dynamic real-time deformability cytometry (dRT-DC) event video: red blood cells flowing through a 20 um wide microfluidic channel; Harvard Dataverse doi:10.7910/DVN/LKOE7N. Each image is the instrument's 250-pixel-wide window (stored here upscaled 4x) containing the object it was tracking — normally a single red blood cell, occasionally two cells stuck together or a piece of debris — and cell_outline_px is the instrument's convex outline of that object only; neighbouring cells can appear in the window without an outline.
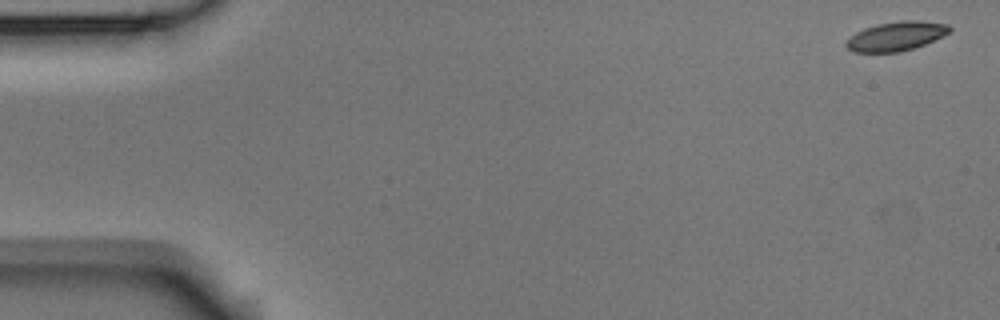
{"species": "Egyptian fruit bat (a non-hibernating species)", "species_latin": "Rousettus aegyptiacus", "temperature_condition": "room temperature", "stored_images_in_passage": 6, "camera_frame_rate_fps": 3000, "um_per_image_px": 0.085, "animal": {"sex": "male"}, "frame": {"image": 1, "passage_image": 1, "time_ms": 0.0, "image_size_px": [1000, 320], "cell_outline_px": [[952, 28], [944, 36], [924, 44], [900, 52], [852, 52], [844, 44], [856, 32], [864, 28], [876, 24], [900, 20], [916, 20], [948, 24]], "centroid_in_image_um": [76.17, 3.07], "position_along_channel_um": 8.8, "area_um2": 17.51}}